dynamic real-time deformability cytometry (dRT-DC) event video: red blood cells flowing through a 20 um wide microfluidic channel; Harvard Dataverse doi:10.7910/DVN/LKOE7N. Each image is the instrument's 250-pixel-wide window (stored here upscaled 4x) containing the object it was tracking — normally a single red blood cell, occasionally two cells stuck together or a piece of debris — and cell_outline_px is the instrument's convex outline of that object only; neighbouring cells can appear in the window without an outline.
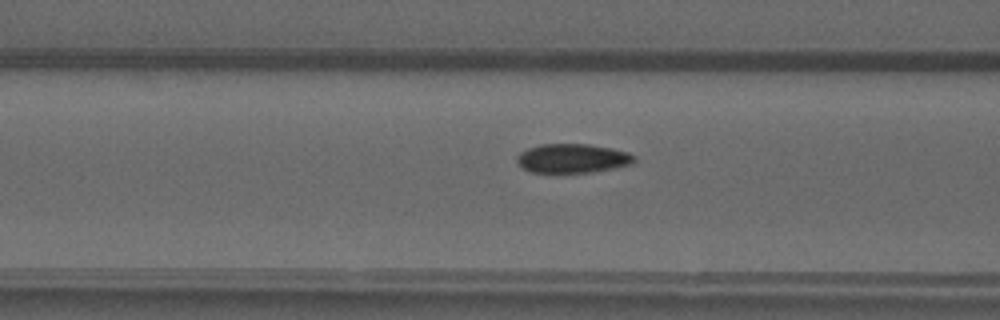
{"species": "common noctule bat (a hibernating species)", "species_latin": "Nyctalus noctula", "temperature_condition": "warm", "stored_images_in_passage": 29, "camera_frame_rate_fps": 3000, "um_per_image_px": 0.085, "animal": {"sex": "male", "forearm_length_mm": 52.5}, "frame": {"image": 1, "passage_image": 4, "time_ms": 1.0, "image_size_px": [1000, 320], "cell_outline_px": [[636, 160], [632, 164], [616, 168], [592, 172], [532, 172], [516, 164], [516, 156], [520, 152], [528, 148], [540, 144], [588, 144], [612, 148], [628, 152], [636, 156]], "centroid_in_image_um": [48.67, 13.45], "position_along_channel_um": 117.9, "area_um2": 20.06}}
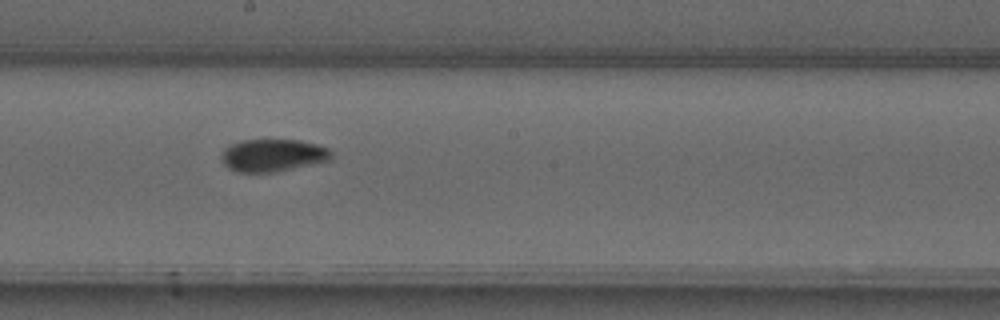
{"frame": {"image": 2, "passage_image": 12, "time_ms": 3.667, "image_size_px": [1000, 320], "cell_outline_px": [[332, 160], [276, 172], [236, 172], [228, 168], [220, 160], [220, 152], [224, 148], [240, 140], [300, 140], [316, 144], [328, 148], [332, 152]], "centroid_in_image_um": [23.17, 13.21], "position_along_channel_um": 225.0, "area_um2": 21.1}}
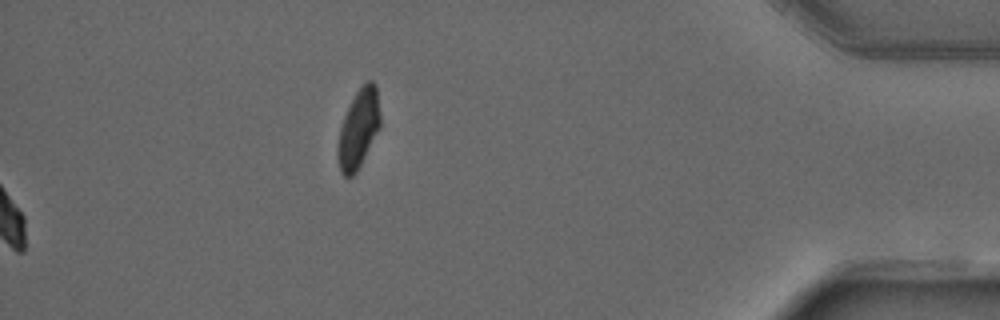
{"frame": {"image": 3, "passage_image": 29, "time_ms": 9.333, "image_size_px": [1000, 320], "cell_outline_px": [[380, 128], [356, 172], [352, 176], [344, 176], [340, 172], [336, 156], [340, 128], [344, 116], [356, 92], [368, 80], [372, 80], [376, 84], [380, 112]], "centroid_in_image_um": [30.47, 10.95], "position_along_channel_um": 404.7, "area_um2": 19.36}}